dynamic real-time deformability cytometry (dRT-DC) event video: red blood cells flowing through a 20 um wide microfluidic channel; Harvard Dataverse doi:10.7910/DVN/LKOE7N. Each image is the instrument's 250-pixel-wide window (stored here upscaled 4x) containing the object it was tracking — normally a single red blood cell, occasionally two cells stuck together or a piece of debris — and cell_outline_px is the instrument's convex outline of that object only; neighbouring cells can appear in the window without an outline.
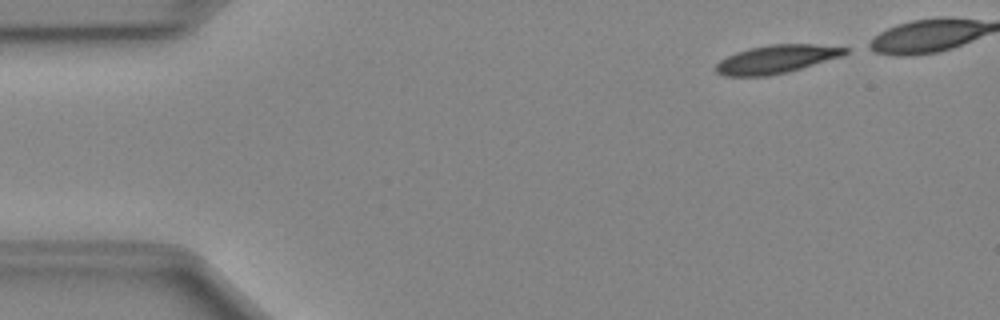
{"species": "Egyptian fruit bat (a non-hibernating species)", "species_latin": "Rousettus aegyptiacus", "temperature_condition": "cold", "stored_images_in_passage": 37, "camera_frame_rate_fps": 3000, "um_per_image_px": 0.085, "animal": {"sex": "female"}, "frame": {"image": 1, "passage_image": 1, "time_ms": 0.0, "image_size_px": [1000, 320], "cell_outline_px": [[848, 52], [844, 56], [800, 68], [768, 76], [724, 76], [716, 72], [712, 68], [720, 60], [736, 52], [748, 48], [772, 44], [816, 44], [848, 48]], "centroid_in_image_um": [65.97, 5.03], "position_along_channel_um": 19.0, "area_um2": 21.27}}
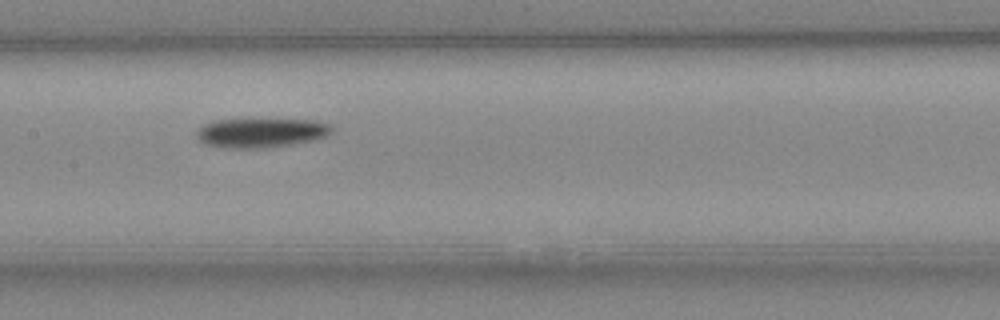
{"frame": {"image": 2, "passage_image": 20, "time_ms": 6.333, "image_size_px": [1000, 320], "cell_outline_px": [[332, 132], [328, 136], [316, 140], [264, 148], [224, 148], [204, 144], [196, 136], [196, 132], [204, 124], [212, 120], [316, 120], [332, 124]], "centroid_in_image_um": [22.21, 11.29], "position_along_channel_um": 185.2, "area_um2": 23.18}}
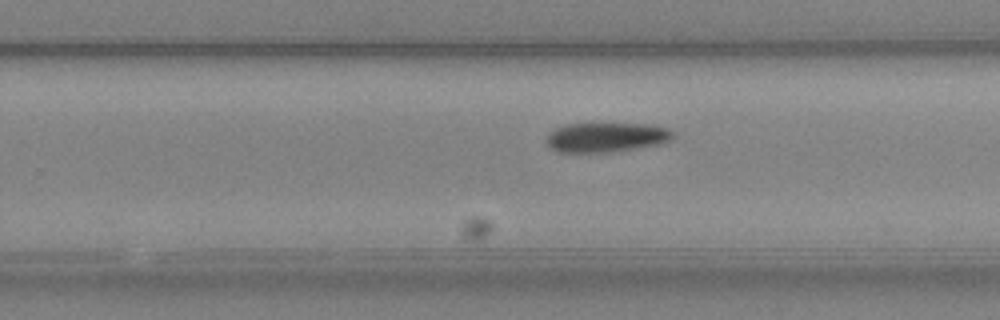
{"frame": {"image": 3, "passage_image": 27, "time_ms": 8.667, "image_size_px": [1000, 320], "cell_outline_px": [[672, 140], [660, 144], [616, 152], [560, 152], [552, 148], [548, 144], [548, 132], [556, 128], [568, 124], [648, 124], [668, 128], [672, 132]], "centroid_in_image_um": [51.56, 11.68], "position_along_channel_um": 278.2, "area_um2": 21.68}}